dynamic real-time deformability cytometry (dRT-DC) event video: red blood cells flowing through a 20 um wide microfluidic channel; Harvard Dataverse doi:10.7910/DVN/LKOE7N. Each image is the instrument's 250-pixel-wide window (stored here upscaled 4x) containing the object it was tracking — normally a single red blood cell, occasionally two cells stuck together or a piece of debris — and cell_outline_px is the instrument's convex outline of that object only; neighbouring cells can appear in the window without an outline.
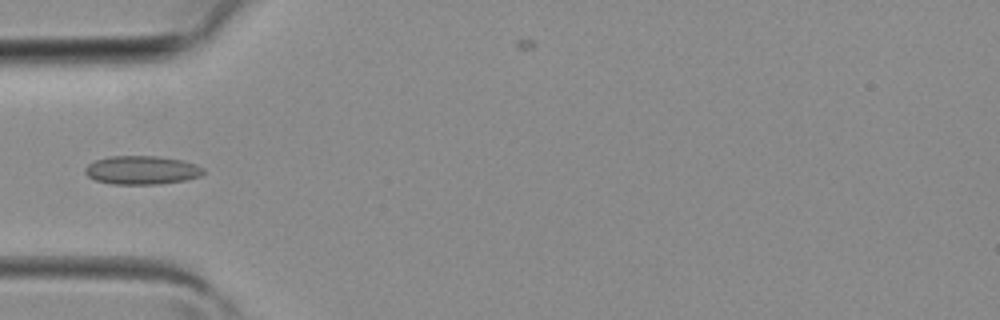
{"species": "common noctule bat (a hibernating species)", "species_latin": "Nyctalus noctula", "temperature_condition": "room temperature", "stored_images_in_passage": 3, "camera_frame_rate_fps": 3000, "um_per_image_px": 0.085, "animal": {"sex": "female", "body_mass_g": 19.3, "forearm_length_mm": 54.1}, "frame": {"image": 1, "passage_image": 3, "time_ms": 0.667, "image_size_px": [1000, 320], "cell_outline_px": [[204, 172], [200, 176], [184, 180], [160, 184], [112, 184], [96, 180], [88, 176], [84, 172], [84, 168], [88, 164], [96, 160], [112, 156], [156, 156], [184, 160], [196, 164], [204, 168]], "centroid_in_image_um": [12.06, 14.46], "position_along_channel_um": 72.9, "area_um2": 19.71}}